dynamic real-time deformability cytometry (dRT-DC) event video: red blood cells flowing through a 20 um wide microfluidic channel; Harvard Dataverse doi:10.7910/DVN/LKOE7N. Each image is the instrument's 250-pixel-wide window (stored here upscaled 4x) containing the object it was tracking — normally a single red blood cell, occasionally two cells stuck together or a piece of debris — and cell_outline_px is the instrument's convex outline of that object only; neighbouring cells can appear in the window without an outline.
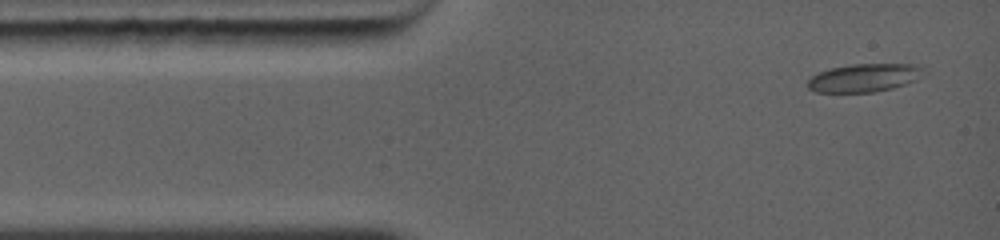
{"species": "common noctule bat (a hibernating species)", "species_latin": "Nyctalus noctula", "temperature_condition": "warm", "stored_images_in_passage": 4, "camera_frame_rate_fps": 5000, "um_per_image_px": 0.085, "animal": {"sex": "female", "body_mass_g": 19.0, "forearm_length_mm": 56.7}, "frame": {"image": 1, "passage_image": 1, "time_ms": 0.0, "image_size_px": [1000, 240], "cell_outline_px": [[920, 68], [900, 84], [888, 88], [872, 92], [820, 92], [808, 88], [808, 80], [812, 76], [820, 72], [832, 68], [848, 64], [908, 64]], "centroid_in_image_um": [73.18, 6.61], "position_along_channel_um": 11.8, "area_um2": 17.51}}
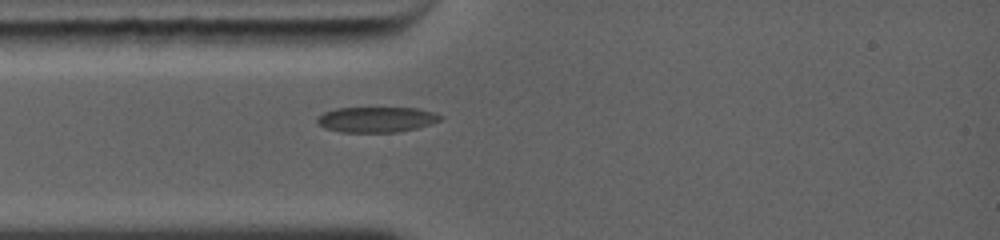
{"frame": {"image": 2, "passage_image": 4, "time_ms": 2.2, "image_size_px": [1000, 240], "cell_outline_px": [[440, 120], [428, 124], [396, 132], [344, 132], [328, 128], [320, 124], [316, 120], [324, 112], [336, 108], [416, 108], [440, 116]], "centroid_in_image_um": [31.93, 10.15], "position_along_channel_um": 53.1, "area_um2": 17.51}}